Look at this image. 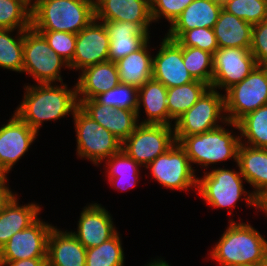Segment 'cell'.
Returning a JSON list of instances; mask_svg holds the SVG:
<instances>
[{"instance_id": "1", "label": "cell", "mask_w": 267, "mask_h": 266, "mask_svg": "<svg viewBox=\"0 0 267 266\" xmlns=\"http://www.w3.org/2000/svg\"><path fill=\"white\" fill-rule=\"evenodd\" d=\"M24 88L23 101L14 112L37 132L43 121H55L73 115L79 106L76 84L71 89L65 83L60 86L55 83H35Z\"/></svg>"}, {"instance_id": "2", "label": "cell", "mask_w": 267, "mask_h": 266, "mask_svg": "<svg viewBox=\"0 0 267 266\" xmlns=\"http://www.w3.org/2000/svg\"><path fill=\"white\" fill-rule=\"evenodd\" d=\"M229 226L210 251L219 266H257L266 263L267 240L245 222L229 220Z\"/></svg>"}, {"instance_id": "3", "label": "cell", "mask_w": 267, "mask_h": 266, "mask_svg": "<svg viewBox=\"0 0 267 266\" xmlns=\"http://www.w3.org/2000/svg\"><path fill=\"white\" fill-rule=\"evenodd\" d=\"M94 18V0H35L31 27L36 31L77 34Z\"/></svg>"}, {"instance_id": "4", "label": "cell", "mask_w": 267, "mask_h": 266, "mask_svg": "<svg viewBox=\"0 0 267 266\" xmlns=\"http://www.w3.org/2000/svg\"><path fill=\"white\" fill-rule=\"evenodd\" d=\"M233 130L225 129L222 125L216 129L191 136H175L186 151L190 163L198 164L208 170L209 165L230 160L237 164L240 136L232 134ZM206 167V168H205Z\"/></svg>"}, {"instance_id": "5", "label": "cell", "mask_w": 267, "mask_h": 266, "mask_svg": "<svg viewBox=\"0 0 267 266\" xmlns=\"http://www.w3.org/2000/svg\"><path fill=\"white\" fill-rule=\"evenodd\" d=\"M204 176L198 177L197 192L203 200L214 208H229V214L233 215L230 208H235L238 200L242 199L248 206L257 208V198L255 195L244 189L245 181L240 169L215 168L203 172ZM244 180V181H243ZM246 196V197H245Z\"/></svg>"}, {"instance_id": "6", "label": "cell", "mask_w": 267, "mask_h": 266, "mask_svg": "<svg viewBox=\"0 0 267 266\" xmlns=\"http://www.w3.org/2000/svg\"><path fill=\"white\" fill-rule=\"evenodd\" d=\"M72 116L76 131L78 157L88 159L92 164L98 166L121 150L122 142L89 117L79 106Z\"/></svg>"}, {"instance_id": "7", "label": "cell", "mask_w": 267, "mask_h": 266, "mask_svg": "<svg viewBox=\"0 0 267 266\" xmlns=\"http://www.w3.org/2000/svg\"><path fill=\"white\" fill-rule=\"evenodd\" d=\"M61 67L69 64L50 48L46 39L32 27L24 30L23 69L37 84L63 83Z\"/></svg>"}, {"instance_id": "8", "label": "cell", "mask_w": 267, "mask_h": 266, "mask_svg": "<svg viewBox=\"0 0 267 266\" xmlns=\"http://www.w3.org/2000/svg\"><path fill=\"white\" fill-rule=\"evenodd\" d=\"M224 103L227 121L233 123L267 105V66L257 65L240 83L227 89Z\"/></svg>"}, {"instance_id": "9", "label": "cell", "mask_w": 267, "mask_h": 266, "mask_svg": "<svg viewBox=\"0 0 267 266\" xmlns=\"http://www.w3.org/2000/svg\"><path fill=\"white\" fill-rule=\"evenodd\" d=\"M226 124L224 94L209 87L198 101L176 121L175 136L198 135Z\"/></svg>"}, {"instance_id": "10", "label": "cell", "mask_w": 267, "mask_h": 266, "mask_svg": "<svg viewBox=\"0 0 267 266\" xmlns=\"http://www.w3.org/2000/svg\"><path fill=\"white\" fill-rule=\"evenodd\" d=\"M175 142L174 126L139 124L122 142L121 149L138 164L146 167Z\"/></svg>"}, {"instance_id": "11", "label": "cell", "mask_w": 267, "mask_h": 266, "mask_svg": "<svg viewBox=\"0 0 267 266\" xmlns=\"http://www.w3.org/2000/svg\"><path fill=\"white\" fill-rule=\"evenodd\" d=\"M146 169L160 185L172 190L197 189L196 170L192 167L185 149L175 142L166 152L158 156Z\"/></svg>"}, {"instance_id": "12", "label": "cell", "mask_w": 267, "mask_h": 266, "mask_svg": "<svg viewBox=\"0 0 267 266\" xmlns=\"http://www.w3.org/2000/svg\"><path fill=\"white\" fill-rule=\"evenodd\" d=\"M257 65L256 59L247 48H218L213 54L210 87L226 91L246 78Z\"/></svg>"}, {"instance_id": "13", "label": "cell", "mask_w": 267, "mask_h": 266, "mask_svg": "<svg viewBox=\"0 0 267 266\" xmlns=\"http://www.w3.org/2000/svg\"><path fill=\"white\" fill-rule=\"evenodd\" d=\"M53 225L38 218L28 228L13 234L0 249V262L47 258V243Z\"/></svg>"}, {"instance_id": "14", "label": "cell", "mask_w": 267, "mask_h": 266, "mask_svg": "<svg viewBox=\"0 0 267 266\" xmlns=\"http://www.w3.org/2000/svg\"><path fill=\"white\" fill-rule=\"evenodd\" d=\"M38 137V132L26 124L15 112L8 123L0 127V174H7L31 144Z\"/></svg>"}, {"instance_id": "15", "label": "cell", "mask_w": 267, "mask_h": 266, "mask_svg": "<svg viewBox=\"0 0 267 266\" xmlns=\"http://www.w3.org/2000/svg\"><path fill=\"white\" fill-rule=\"evenodd\" d=\"M108 32L103 22L93 19L76 34L75 53L69 69H83L109 60Z\"/></svg>"}, {"instance_id": "16", "label": "cell", "mask_w": 267, "mask_h": 266, "mask_svg": "<svg viewBox=\"0 0 267 266\" xmlns=\"http://www.w3.org/2000/svg\"><path fill=\"white\" fill-rule=\"evenodd\" d=\"M153 57L152 78L161 82L166 88L181 86L195 81L186 69L182 46L166 35Z\"/></svg>"}, {"instance_id": "17", "label": "cell", "mask_w": 267, "mask_h": 266, "mask_svg": "<svg viewBox=\"0 0 267 266\" xmlns=\"http://www.w3.org/2000/svg\"><path fill=\"white\" fill-rule=\"evenodd\" d=\"M112 220L111 214L104 206L93 202L81 211L77 232H70L86 249H89L99 246L117 233Z\"/></svg>"}, {"instance_id": "18", "label": "cell", "mask_w": 267, "mask_h": 266, "mask_svg": "<svg viewBox=\"0 0 267 266\" xmlns=\"http://www.w3.org/2000/svg\"><path fill=\"white\" fill-rule=\"evenodd\" d=\"M95 19L138 23L147 33L152 24L150 0H94Z\"/></svg>"}, {"instance_id": "19", "label": "cell", "mask_w": 267, "mask_h": 266, "mask_svg": "<svg viewBox=\"0 0 267 266\" xmlns=\"http://www.w3.org/2000/svg\"><path fill=\"white\" fill-rule=\"evenodd\" d=\"M79 107L93 120L116 136L121 142L139 125L137 112L121 108H112L97 103L94 99L77 100Z\"/></svg>"}, {"instance_id": "20", "label": "cell", "mask_w": 267, "mask_h": 266, "mask_svg": "<svg viewBox=\"0 0 267 266\" xmlns=\"http://www.w3.org/2000/svg\"><path fill=\"white\" fill-rule=\"evenodd\" d=\"M17 194L12 191L0 204V249L13 234L28 228L39 217L42 208L37 203L19 205Z\"/></svg>"}, {"instance_id": "21", "label": "cell", "mask_w": 267, "mask_h": 266, "mask_svg": "<svg viewBox=\"0 0 267 266\" xmlns=\"http://www.w3.org/2000/svg\"><path fill=\"white\" fill-rule=\"evenodd\" d=\"M104 23L110 39L109 61L117 62L130 53L139 50L149 39L138 23L120 21H101Z\"/></svg>"}, {"instance_id": "22", "label": "cell", "mask_w": 267, "mask_h": 266, "mask_svg": "<svg viewBox=\"0 0 267 266\" xmlns=\"http://www.w3.org/2000/svg\"><path fill=\"white\" fill-rule=\"evenodd\" d=\"M54 226L47 243V266H86V248L68 230Z\"/></svg>"}, {"instance_id": "23", "label": "cell", "mask_w": 267, "mask_h": 266, "mask_svg": "<svg viewBox=\"0 0 267 266\" xmlns=\"http://www.w3.org/2000/svg\"><path fill=\"white\" fill-rule=\"evenodd\" d=\"M79 73L76 83L77 100L94 99L120 83L116 62L109 60L89 66Z\"/></svg>"}, {"instance_id": "24", "label": "cell", "mask_w": 267, "mask_h": 266, "mask_svg": "<svg viewBox=\"0 0 267 266\" xmlns=\"http://www.w3.org/2000/svg\"><path fill=\"white\" fill-rule=\"evenodd\" d=\"M143 106L146 119L139 120L140 110ZM137 117L139 124L170 125L174 121L169 116L167 108V88L159 81L151 78L138 88Z\"/></svg>"}, {"instance_id": "25", "label": "cell", "mask_w": 267, "mask_h": 266, "mask_svg": "<svg viewBox=\"0 0 267 266\" xmlns=\"http://www.w3.org/2000/svg\"><path fill=\"white\" fill-rule=\"evenodd\" d=\"M237 166L256 198L267 189V149L240 143Z\"/></svg>"}, {"instance_id": "26", "label": "cell", "mask_w": 267, "mask_h": 266, "mask_svg": "<svg viewBox=\"0 0 267 266\" xmlns=\"http://www.w3.org/2000/svg\"><path fill=\"white\" fill-rule=\"evenodd\" d=\"M253 25L221 9L214 25L219 48H247L250 50Z\"/></svg>"}, {"instance_id": "27", "label": "cell", "mask_w": 267, "mask_h": 266, "mask_svg": "<svg viewBox=\"0 0 267 266\" xmlns=\"http://www.w3.org/2000/svg\"><path fill=\"white\" fill-rule=\"evenodd\" d=\"M222 9L221 0H193L170 25L168 31L214 28Z\"/></svg>"}, {"instance_id": "28", "label": "cell", "mask_w": 267, "mask_h": 266, "mask_svg": "<svg viewBox=\"0 0 267 266\" xmlns=\"http://www.w3.org/2000/svg\"><path fill=\"white\" fill-rule=\"evenodd\" d=\"M148 40L139 50H136L116 62L119 82L137 88L143 86L152 78L153 56ZM149 47V48H148Z\"/></svg>"}, {"instance_id": "29", "label": "cell", "mask_w": 267, "mask_h": 266, "mask_svg": "<svg viewBox=\"0 0 267 266\" xmlns=\"http://www.w3.org/2000/svg\"><path fill=\"white\" fill-rule=\"evenodd\" d=\"M225 125H230L240 132L241 144L267 149V105L248 113L237 123L227 121Z\"/></svg>"}, {"instance_id": "30", "label": "cell", "mask_w": 267, "mask_h": 266, "mask_svg": "<svg viewBox=\"0 0 267 266\" xmlns=\"http://www.w3.org/2000/svg\"><path fill=\"white\" fill-rule=\"evenodd\" d=\"M210 86L204 82H193L167 88V108L169 116L177 120L189 110Z\"/></svg>"}, {"instance_id": "31", "label": "cell", "mask_w": 267, "mask_h": 266, "mask_svg": "<svg viewBox=\"0 0 267 266\" xmlns=\"http://www.w3.org/2000/svg\"><path fill=\"white\" fill-rule=\"evenodd\" d=\"M0 29V68L22 73L24 30ZM13 36V37H12Z\"/></svg>"}, {"instance_id": "32", "label": "cell", "mask_w": 267, "mask_h": 266, "mask_svg": "<svg viewBox=\"0 0 267 266\" xmlns=\"http://www.w3.org/2000/svg\"><path fill=\"white\" fill-rule=\"evenodd\" d=\"M124 248L119 232L99 246L86 250V266H124Z\"/></svg>"}, {"instance_id": "33", "label": "cell", "mask_w": 267, "mask_h": 266, "mask_svg": "<svg viewBox=\"0 0 267 266\" xmlns=\"http://www.w3.org/2000/svg\"><path fill=\"white\" fill-rule=\"evenodd\" d=\"M31 10L26 0H0V29L31 28Z\"/></svg>"}, {"instance_id": "34", "label": "cell", "mask_w": 267, "mask_h": 266, "mask_svg": "<svg viewBox=\"0 0 267 266\" xmlns=\"http://www.w3.org/2000/svg\"><path fill=\"white\" fill-rule=\"evenodd\" d=\"M183 62L194 80L211 86L213 77V54L196 47L182 46Z\"/></svg>"}, {"instance_id": "35", "label": "cell", "mask_w": 267, "mask_h": 266, "mask_svg": "<svg viewBox=\"0 0 267 266\" xmlns=\"http://www.w3.org/2000/svg\"><path fill=\"white\" fill-rule=\"evenodd\" d=\"M166 36L181 46L196 47L212 54L219 48L212 28L198 27L187 31H168Z\"/></svg>"}, {"instance_id": "36", "label": "cell", "mask_w": 267, "mask_h": 266, "mask_svg": "<svg viewBox=\"0 0 267 266\" xmlns=\"http://www.w3.org/2000/svg\"><path fill=\"white\" fill-rule=\"evenodd\" d=\"M222 8L251 25L267 20L266 0H221Z\"/></svg>"}, {"instance_id": "37", "label": "cell", "mask_w": 267, "mask_h": 266, "mask_svg": "<svg viewBox=\"0 0 267 266\" xmlns=\"http://www.w3.org/2000/svg\"><path fill=\"white\" fill-rule=\"evenodd\" d=\"M94 100L97 103L112 108L137 111L138 88L132 85L119 83L116 87L97 95Z\"/></svg>"}, {"instance_id": "38", "label": "cell", "mask_w": 267, "mask_h": 266, "mask_svg": "<svg viewBox=\"0 0 267 266\" xmlns=\"http://www.w3.org/2000/svg\"><path fill=\"white\" fill-rule=\"evenodd\" d=\"M55 51L68 64L73 60L76 45V34L62 31H37Z\"/></svg>"}, {"instance_id": "39", "label": "cell", "mask_w": 267, "mask_h": 266, "mask_svg": "<svg viewBox=\"0 0 267 266\" xmlns=\"http://www.w3.org/2000/svg\"><path fill=\"white\" fill-rule=\"evenodd\" d=\"M105 173L108 177H132L139 176V167H142L134 159L129 157L122 149L105 160ZM107 168V169H106Z\"/></svg>"}, {"instance_id": "40", "label": "cell", "mask_w": 267, "mask_h": 266, "mask_svg": "<svg viewBox=\"0 0 267 266\" xmlns=\"http://www.w3.org/2000/svg\"><path fill=\"white\" fill-rule=\"evenodd\" d=\"M193 0H150L153 23L165 18L171 25Z\"/></svg>"}, {"instance_id": "41", "label": "cell", "mask_w": 267, "mask_h": 266, "mask_svg": "<svg viewBox=\"0 0 267 266\" xmlns=\"http://www.w3.org/2000/svg\"><path fill=\"white\" fill-rule=\"evenodd\" d=\"M250 52L260 66H267V20L253 25Z\"/></svg>"}, {"instance_id": "42", "label": "cell", "mask_w": 267, "mask_h": 266, "mask_svg": "<svg viewBox=\"0 0 267 266\" xmlns=\"http://www.w3.org/2000/svg\"><path fill=\"white\" fill-rule=\"evenodd\" d=\"M139 176H132V177H108V181L110 182L111 186L116 188L120 191H127L132 187H135V184L138 183Z\"/></svg>"}, {"instance_id": "43", "label": "cell", "mask_w": 267, "mask_h": 266, "mask_svg": "<svg viewBox=\"0 0 267 266\" xmlns=\"http://www.w3.org/2000/svg\"><path fill=\"white\" fill-rule=\"evenodd\" d=\"M0 266H47V258H30L12 262H0Z\"/></svg>"}, {"instance_id": "44", "label": "cell", "mask_w": 267, "mask_h": 266, "mask_svg": "<svg viewBox=\"0 0 267 266\" xmlns=\"http://www.w3.org/2000/svg\"><path fill=\"white\" fill-rule=\"evenodd\" d=\"M7 181V177L0 174V204L12 191L8 184H6L8 183Z\"/></svg>"}, {"instance_id": "45", "label": "cell", "mask_w": 267, "mask_h": 266, "mask_svg": "<svg viewBox=\"0 0 267 266\" xmlns=\"http://www.w3.org/2000/svg\"><path fill=\"white\" fill-rule=\"evenodd\" d=\"M256 209L264 212L267 217V189L257 197Z\"/></svg>"}, {"instance_id": "46", "label": "cell", "mask_w": 267, "mask_h": 266, "mask_svg": "<svg viewBox=\"0 0 267 266\" xmlns=\"http://www.w3.org/2000/svg\"><path fill=\"white\" fill-rule=\"evenodd\" d=\"M144 266H171L165 261L164 259H153L151 260L147 265L145 264Z\"/></svg>"}, {"instance_id": "47", "label": "cell", "mask_w": 267, "mask_h": 266, "mask_svg": "<svg viewBox=\"0 0 267 266\" xmlns=\"http://www.w3.org/2000/svg\"><path fill=\"white\" fill-rule=\"evenodd\" d=\"M26 1L29 2L31 5L35 2V0H26Z\"/></svg>"}, {"instance_id": "48", "label": "cell", "mask_w": 267, "mask_h": 266, "mask_svg": "<svg viewBox=\"0 0 267 266\" xmlns=\"http://www.w3.org/2000/svg\"><path fill=\"white\" fill-rule=\"evenodd\" d=\"M257 266H267V264H266V263H264V264H261V265H257Z\"/></svg>"}]
</instances>
